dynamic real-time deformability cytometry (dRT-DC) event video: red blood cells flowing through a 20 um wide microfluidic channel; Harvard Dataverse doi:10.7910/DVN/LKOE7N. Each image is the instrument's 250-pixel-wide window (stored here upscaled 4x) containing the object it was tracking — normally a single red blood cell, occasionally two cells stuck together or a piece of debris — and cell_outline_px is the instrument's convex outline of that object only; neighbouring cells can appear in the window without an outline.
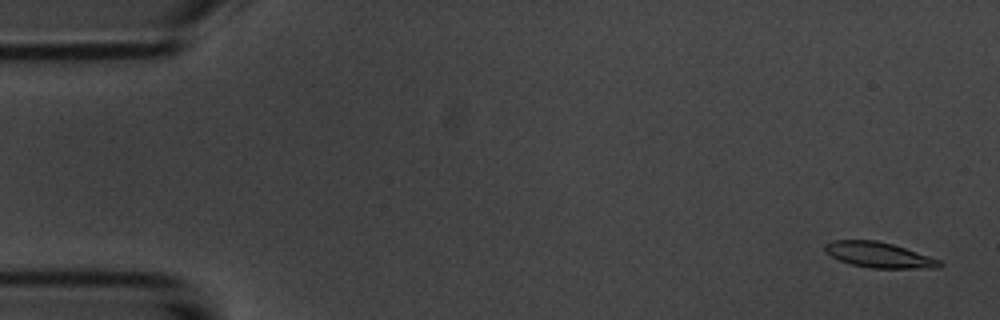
{"species": "common noctule bat (a hibernating species)", "species_latin": "Nyctalus noctula", "temperature_condition": "room temperature", "stored_images_in_passage": 5, "camera_frame_rate_fps": 3000, "um_per_image_px": 0.085, "animal": {"sex": "male", "body_mass_g": 20.1, "forearm_length_mm": 53.5}, "frame": {"image": 1, "passage_image": 1, "time_ms": 0.0, "image_size_px": [1000, 320], "cell_outline_px": [[944, 264], [940, 268], [872, 268], [852, 264], [840, 260], [824, 252], [824, 244], [832, 240], [876, 240], [892, 244], [940, 260]], "centroid_in_image_um": [74.69, 21.67], "position_along_channel_um": 10.3, "area_um2": 16.88}}